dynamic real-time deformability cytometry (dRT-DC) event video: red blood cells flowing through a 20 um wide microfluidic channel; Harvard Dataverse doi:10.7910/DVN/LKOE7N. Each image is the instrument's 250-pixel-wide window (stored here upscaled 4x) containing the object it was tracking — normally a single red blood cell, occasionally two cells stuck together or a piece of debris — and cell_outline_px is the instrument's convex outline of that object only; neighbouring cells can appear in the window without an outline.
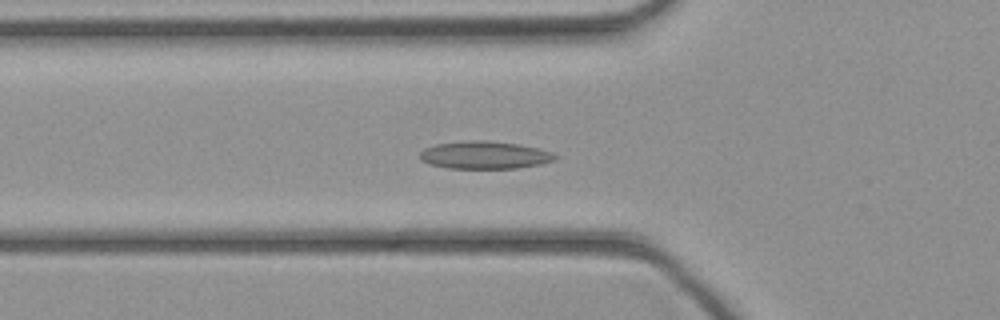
{"species": "common noctule bat (a hibernating species)", "species_latin": "Nyctalus noctula", "temperature_condition": "cold", "stored_images_in_passage": 44, "camera_frame_rate_fps": 3000, "um_per_image_px": 0.085, "animal": {"sex": "female", "body_mass_g": 21.9}, "frame": {"image": 1, "passage_image": 15, "time_ms": 4.667, "image_size_px": [1000, 320], "cell_outline_px": [[560, 156], [556, 160], [540, 164], [516, 168], [448, 168], [428, 164], [420, 160], [420, 152], [424, 148], [436, 144], [468, 140], [488, 140], [520, 144], [540, 148], [552, 152]], "centroid_in_image_um": [41.22, 13.17], "position_along_channel_um": 84.6, "area_um2": 22.08}}
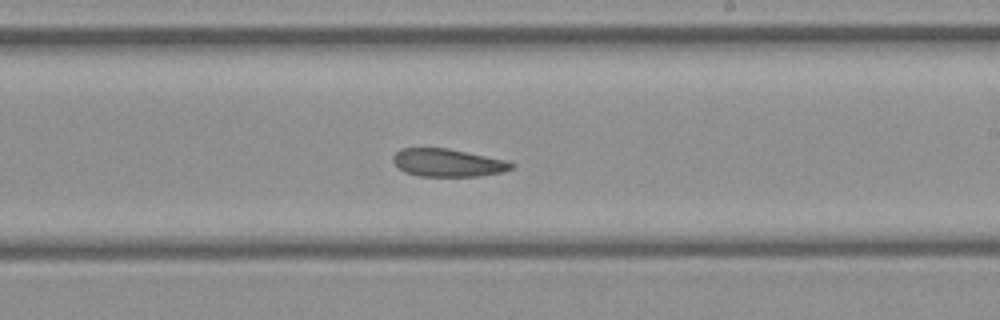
{"frame": {"image": 2, "passage_image": 26, "time_ms": 8.333, "image_size_px": [1000, 320], "cell_outline_px": [[516, 164], [512, 168], [504, 172], [480, 176], [420, 176], [404, 172], [392, 160], [392, 156], [400, 148], [448, 148], [508, 160]], "centroid_in_image_um": [38.1, 13.83], "position_along_channel_um": 250.9, "area_um2": 19.36}}
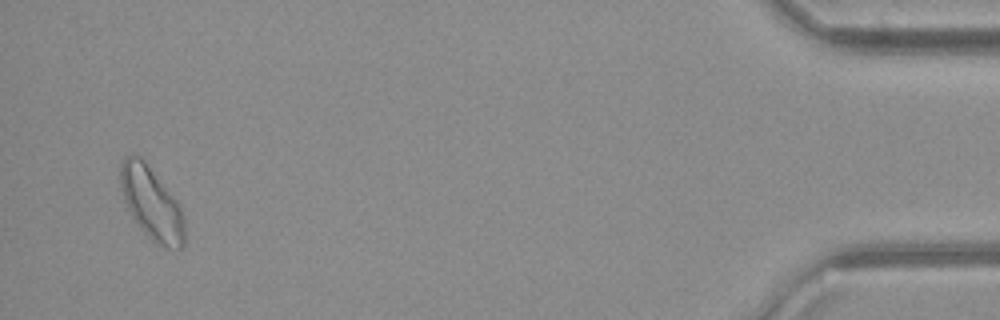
{"frame": {"image": 3, "passage_image": 43, "time_ms": 14.0, "image_size_px": [1000, 320], "cell_outline_px": [[184, 244], [180, 248], [168, 248], [156, 244], [140, 228], [132, 216], [124, 200], [120, 184], [120, 164], [124, 156], [136, 152], [144, 160], [176, 200], [184, 216]], "centroid_in_image_um": [12.86, 17.26], "position_along_channel_um": 422.3, "area_um2": 26.99}}